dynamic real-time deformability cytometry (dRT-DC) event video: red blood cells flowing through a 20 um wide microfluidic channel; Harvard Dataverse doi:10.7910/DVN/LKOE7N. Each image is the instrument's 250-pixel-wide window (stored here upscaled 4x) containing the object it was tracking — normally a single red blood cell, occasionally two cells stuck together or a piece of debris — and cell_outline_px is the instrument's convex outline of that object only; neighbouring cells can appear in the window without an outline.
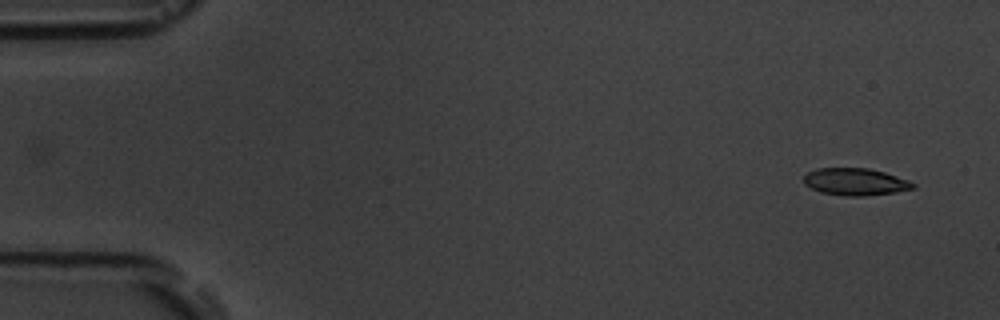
{"species": "common noctule bat (a hibernating species)", "species_latin": "Nyctalus noctula", "temperature_condition": "room temperature", "stored_images_in_passage": 9, "camera_frame_rate_fps": 3000, "um_per_image_px": 0.085, "animal": {"sex": "male", "body_mass_g": 19.5, "forearm_length_mm": 54.6}, "frame": {"image": 1, "passage_image": 1, "time_ms": 0.0, "image_size_px": [1000, 320], "cell_outline_px": [[916, 188], [896, 192], [864, 196], [844, 196], [820, 192], [804, 184], [804, 176], [808, 172], [816, 168], [868, 168], [884, 172], [908, 180], [916, 184]], "centroid_in_image_um": [72.71, 15.45], "position_along_channel_um": 12.3, "area_um2": 17.34}}
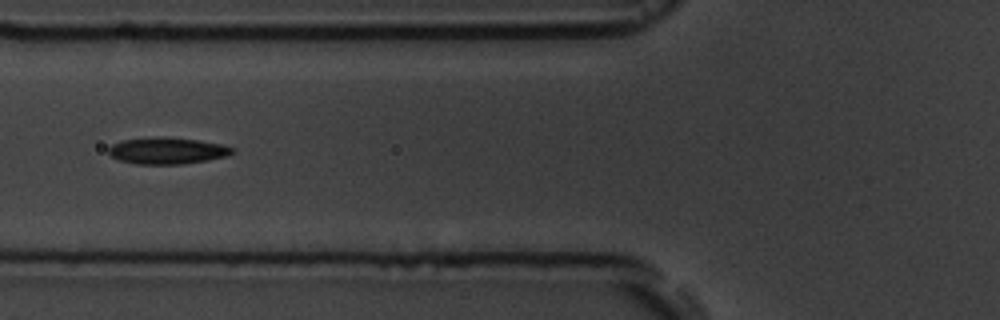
{"frame": {"image": 2, "passage_image": 6, "time_ms": 6.0, "image_size_px": [1000, 320], "cell_outline_px": [[236, 152], [228, 156], [208, 160], [184, 164], [136, 164], [120, 160], [112, 156], [108, 152], [108, 148], [112, 144], [124, 140], [156, 136], [160, 136], [196, 140], [224, 144], [236, 148]], "centroid_in_image_um": [14.28, 12.81], "position_along_channel_um": 111.5, "area_um2": 19.36}}
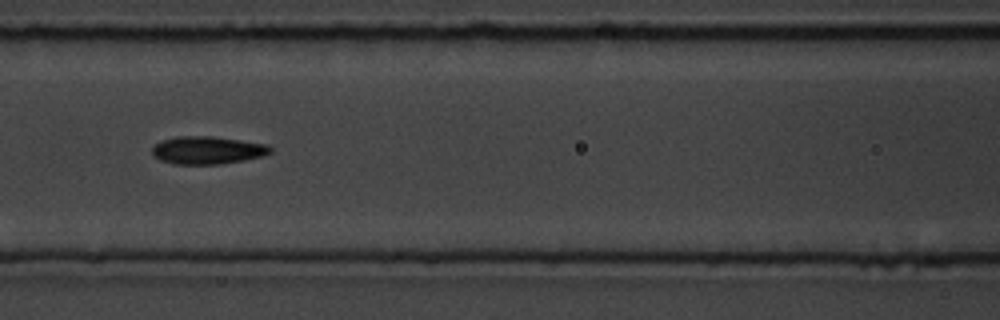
{"frame": {"image": 3, "passage_image": 7, "time_ms": 7.0, "image_size_px": [1000, 320], "cell_outline_px": [[272, 152], [264, 156], [244, 160], [220, 164], [172, 164], [160, 160], [152, 156], [152, 148], [160, 140], [176, 136], [212, 136], [268, 144], [272, 148]], "centroid_in_image_um": [17.62, 12.76], "position_along_channel_um": 149.0, "area_um2": 19.36}}